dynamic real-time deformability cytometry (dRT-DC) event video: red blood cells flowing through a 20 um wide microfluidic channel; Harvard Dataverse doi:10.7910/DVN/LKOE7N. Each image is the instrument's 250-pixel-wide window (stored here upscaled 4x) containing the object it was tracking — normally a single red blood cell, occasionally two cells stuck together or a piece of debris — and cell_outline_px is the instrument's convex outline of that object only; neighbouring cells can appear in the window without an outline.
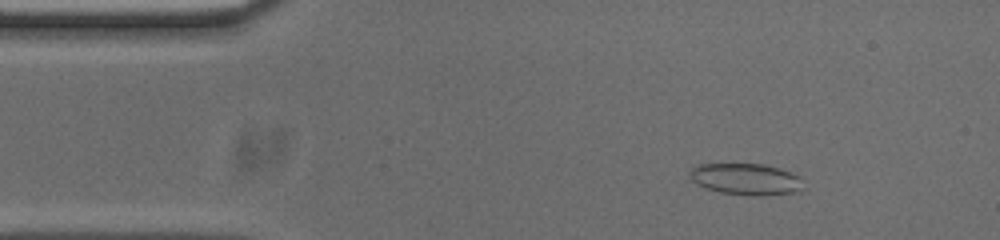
{"species": "common noctule bat (a hibernating species)", "species_latin": "Nyctalus noctula", "temperature_condition": "cold", "stored_images_in_passage": 52, "camera_frame_rate_fps": 3000, "um_per_image_px": 0.085, "animal": {"sex": "male", "body_mass_g": 20.0, "forearm_length_mm": 53.3}, "frame": {"image": 1, "passage_image": 6, "time_ms": 1.667, "image_size_px": [1000, 240], "cell_outline_px": [[804, 188], [800, 192], [752, 196], [720, 192], [696, 184], [688, 176], [688, 172], [696, 164], [764, 164], [780, 168], [792, 172], [800, 176]], "centroid_in_image_um": [63.42, 15.22], "position_along_channel_um": 21.6, "area_um2": 21.1}}
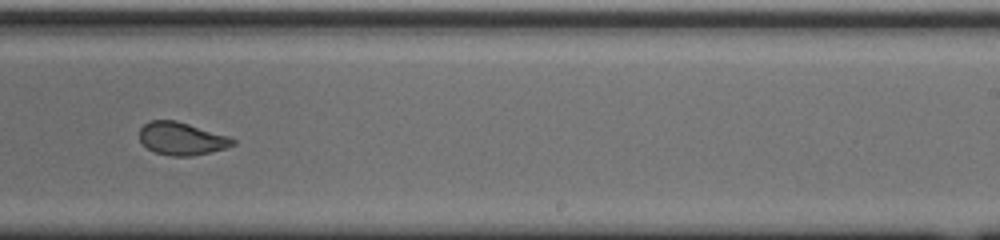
{"frame": {"image": 2, "passage_image": 31, "time_ms": 10.0, "image_size_px": [1000, 240], "cell_outline_px": [[236, 144], [224, 148], [192, 156], [172, 156], [156, 152], [148, 148], [140, 140], [140, 128], [148, 120], [176, 120], [228, 136], [236, 140]], "centroid_in_image_um": [15.43, 11.77], "position_along_channel_um": 273.6, "area_um2": 17.63}}
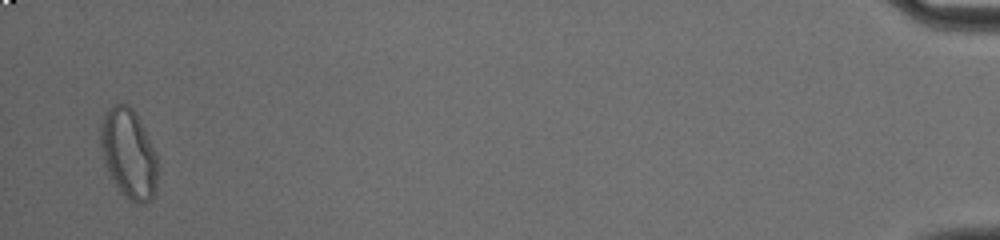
{"frame": {"image": 3, "passage_image": 51, "time_ms": 16.667, "image_size_px": [1000, 240], "cell_outline_px": [[156, 180], [152, 196], [144, 204], [136, 204], [124, 196], [120, 192], [108, 172], [104, 164], [100, 148], [100, 120], [104, 112], [112, 104], [128, 104], [136, 112], [156, 152]], "centroid_in_image_um": [10.89, 13.01], "position_along_channel_um": 424.3, "area_um2": 29.94}, "authors_computed_cell_mechanics": {"area_um2": 19.9988, "velocity_mm_per_s": 3.741, "shape_relaxation_time_tau1_ms": 9.4989, "shape_relaxation_time_tau2_ms": 1.2746, "deformation_change_tau1": 0.1888, "deformation_change_tau2": 0.0455}}